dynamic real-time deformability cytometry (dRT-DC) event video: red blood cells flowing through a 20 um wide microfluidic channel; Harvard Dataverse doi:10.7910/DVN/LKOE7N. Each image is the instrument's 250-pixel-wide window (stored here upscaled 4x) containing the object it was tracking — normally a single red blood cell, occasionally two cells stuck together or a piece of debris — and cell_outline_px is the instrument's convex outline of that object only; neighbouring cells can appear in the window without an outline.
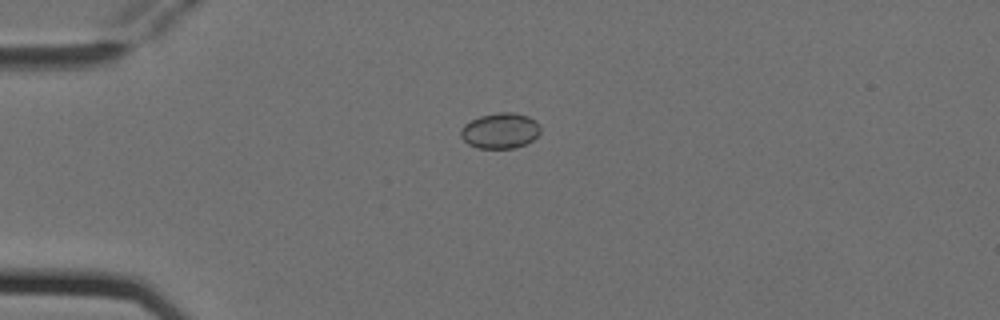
{"species": "Egyptian fruit bat (a non-hibernating species)", "species_latin": "Rousettus aegyptiacus", "temperature_condition": "cold", "stored_images_in_passage": 7, "camera_frame_rate_fps": 3000, "um_per_image_px": 0.085, "animal": {"sex": "female"}, "frame": {"image": 1, "passage_image": 5, "time_ms": 1.333, "image_size_px": [1000, 320], "cell_outline_px": [[540, 132], [532, 140], [524, 144], [512, 148], [476, 148], [468, 144], [460, 136], [460, 128], [464, 124], [480, 116], [500, 112], [512, 112], [528, 116], [536, 120], [540, 128]], "centroid_in_image_um": [42.49, 11.1], "position_along_channel_um": 42.5, "area_um2": 16.47}}
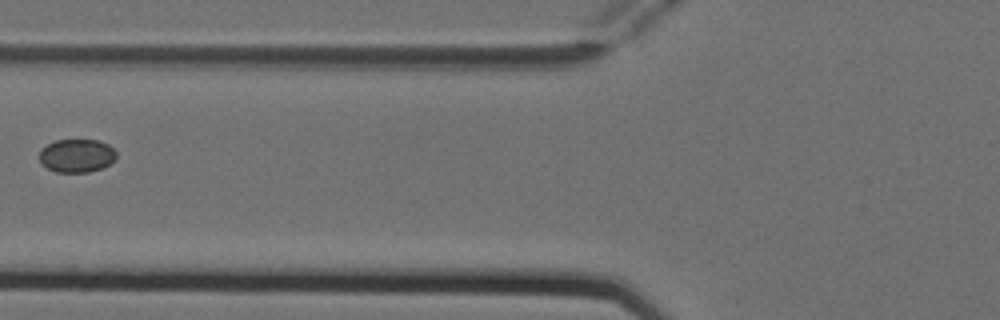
{"frame": {"image": 2, "passage_image": 7, "time_ms": 2.0, "image_size_px": [1000, 320], "cell_outline_px": [[116, 160], [100, 168], [88, 172], [56, 172], [48, 168], [40, 160], [40, 148], [56, 140], [100, 140], [108, 144], [116, 152]], "centroid_in_image_um": [6.53, 13.22], "position_along_channel_um": 119.3, "area_um2": 14.85}}